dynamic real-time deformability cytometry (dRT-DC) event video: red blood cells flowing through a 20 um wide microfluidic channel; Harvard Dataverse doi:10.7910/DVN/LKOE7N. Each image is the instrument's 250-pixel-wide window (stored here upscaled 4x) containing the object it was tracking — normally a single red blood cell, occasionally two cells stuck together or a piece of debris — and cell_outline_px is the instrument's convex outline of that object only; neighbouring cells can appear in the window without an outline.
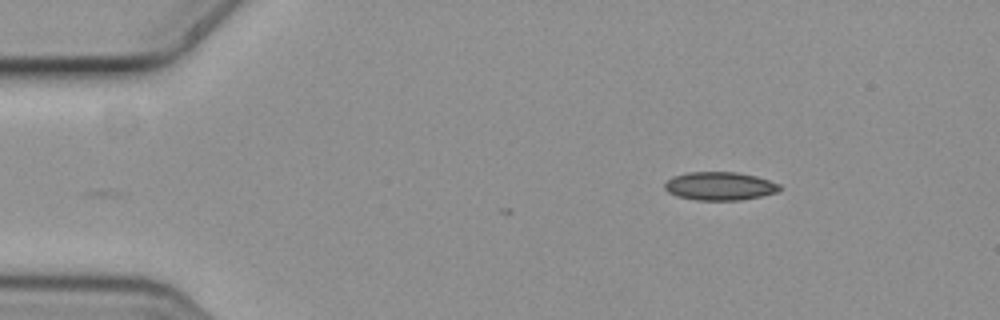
{"species": "common noctule bat (a hibernating species)", "species_latin": "Nyctalus noctula", "temperature_condition": "cold", "stored_images_in_passage": 3, "camera_frame_rate_fps": 3000, "um_per_image_px": 0.085, "animal": {"sex": "female", "body_mass_g": 19.3, "forearm_length_mm": 54.1}, "frame": {"image": 1, "passage_image": 3, "time_ms": 0.667, "image_size_px": [1000, 320], "cell_outline_px": [[780, 188], [776, 192], [760, 196], [740, 200], [696, 200], [676, 196], [668, 192], [664, 188], [664, 184], [672, 176], [688, 172], [736, 172], [756, 176], [780, 184]], "centroid_in_image_um": [61.14, 15.81], "position_along_channel_um": 23.9, "area_um2": 18.9}}